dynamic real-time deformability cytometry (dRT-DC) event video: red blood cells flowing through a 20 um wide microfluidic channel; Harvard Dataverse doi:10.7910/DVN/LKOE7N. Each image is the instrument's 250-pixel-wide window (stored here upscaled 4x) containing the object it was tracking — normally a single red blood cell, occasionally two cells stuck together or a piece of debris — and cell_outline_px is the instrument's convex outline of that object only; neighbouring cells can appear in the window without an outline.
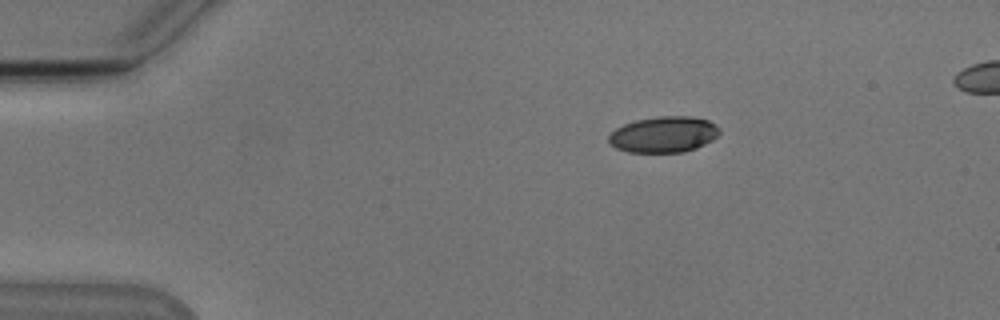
{"species": "Egyptian fruit bat (a non-hibernating species)", "species_latin": "Rousettus aegyptiacus", "temperature_condition": "cold", "stored_images_in_passage": 46, "segment_of_instrument_passage": [1, 2], "camera_frame_rate_fps": 3000, "um_per_image_px": 0.085, "animal": {"sex": "male"}, "frame": {"image": 1, "passage_image": 1, "time_ms": 0.0, "image_size_px": [1000, 320], "cell_outline_px": [[720, 132], [712, 140], [696, 148], [684, 152], [628, 152], [616, 148], [608, 140], [608, 136], [616, 128], [624, 124], [636, 120], [660, 116], [692, 116], [708, 120], [716, 124], [720, 128]], "centroid_in_image_um": [56.43, 11.42], "position_along_channel_um": 28.6, "area_um2": 23.24}}
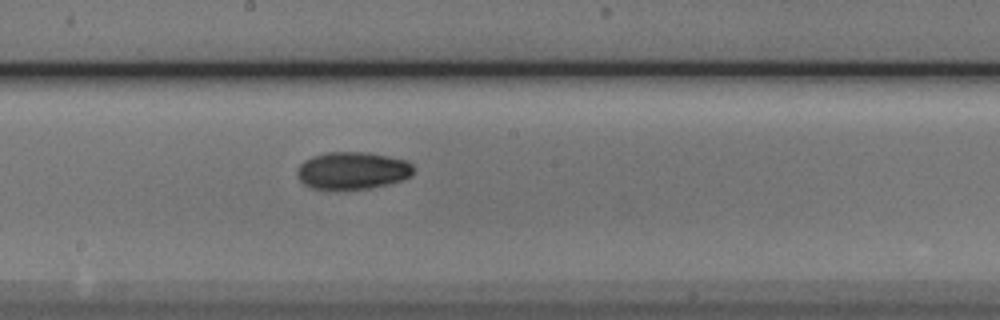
{"frame": {"image": 2, "passage_image": 21, "time_ms": 6.667, "image_size_px": [1000, 320], "cell_outline_px": [[412, 176], [404, 180], [388, 184], [368, 188], [312, 188], [304, 184], [300, 180], [296, 172], [300, 164], [304, 160], [312, 156], [324, 152], [368, 152], [408, 160], [412, 164]], "centroid_in_image_um": [29.97, 14.47], "position_along_channel_um": 218.2, "area_um2": 25.26}}
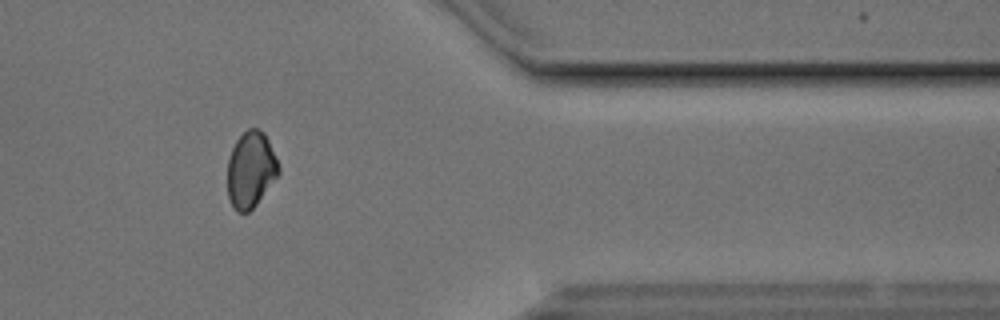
{"frame": {"image": 3, "passage_image": 36, "time_ms": 11.667, "image_size_px": [1000, 320], "cell_outline_px": [[280, 172], [256, 204], [248, 212], [236, 212], [228, 196], [228, 160], [232, 148], [236, 140], [248, 128], [256, 128], [264, 132], [276, 156], [280, 168]], "centroid_in_image_um": [21.32, 14.4], "position_along_channel_um": 390.1, "area_um2": 22.48}}